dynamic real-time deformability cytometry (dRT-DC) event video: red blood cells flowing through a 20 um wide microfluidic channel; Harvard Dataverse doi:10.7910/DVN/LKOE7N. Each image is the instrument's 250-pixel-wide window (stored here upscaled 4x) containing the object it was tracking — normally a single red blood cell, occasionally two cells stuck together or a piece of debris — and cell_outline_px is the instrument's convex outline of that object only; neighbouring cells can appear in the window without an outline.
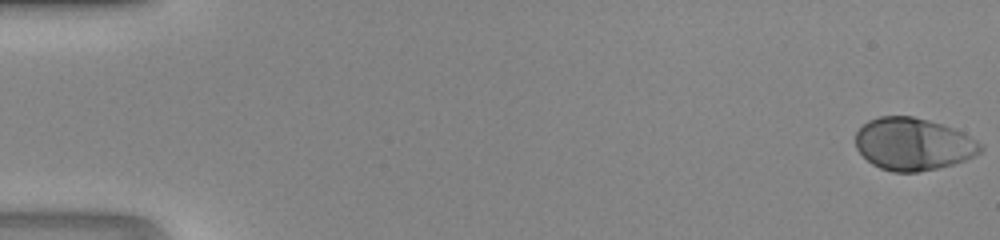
{"species": "human", "species_latin": "Homo sapiens", "temperature_condition": "room temperature", "stored_images_in_passage": 48, "camera_frame_rate_fps": 3000, "um_per_image_px": 0.085, "donor": {"sex": "male"}, "frame": {"image": 1, "passage_image": 1, "time_ms": 0.0, "image_size_px": [1000, 240], "cell_outline_px": [[984, 148], [980, 152], [964, 160], [952, 164], [936, 168], [916, 172], [892, 172], [880, 168], [872, 164], [856, 148], [856, 132], [868, 120], [880, 116], [912, 116], [928, 120], [964, 132], [976, 140]], "centroid_in_image_um": [77.6, 12.24], "position_along_channel_um": 7.4, "area_um2": 37.86}}
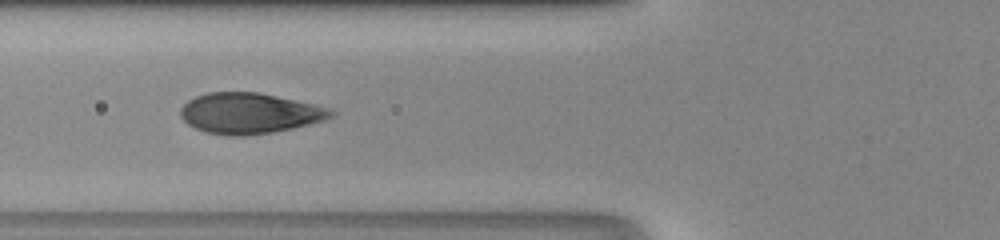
{"frame": {"image": 2, "passage_image": 20, "time_ms": 6.333, "image_size_px": [1000, 240], "cell_outline_px": [[336, 116], [328, 120], [292, 128], [272, 132], [244, 136], [228, 136], [204, 132], [188, 124], [180, 116], [180, 108], [188, 100], [196, 96], [208, 92], [256, 92], [276, 96], [332, 108], [336, 112]], "centroid_in_image_um": [21.24, 9.63], "position_along_channel_um": 104.6, "area_um2": 35.89}}
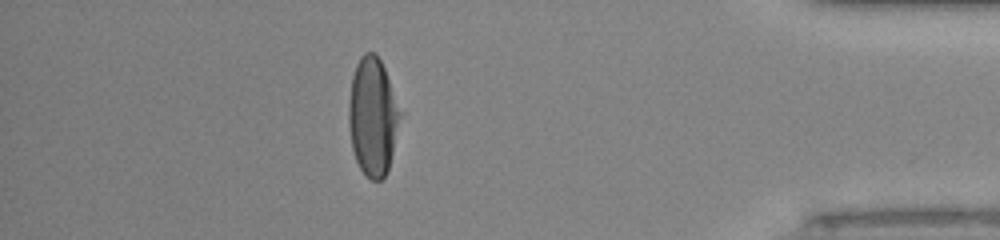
{"frame": {"image": 3, "passage_image": 43, "time_ms": 14.0, "image_size_px": [1000, 240], "cell_outline_px": [[400, 116], [392, 152], [388, 168], [384, 176], [380, 180], [372, 180], [360, 168], [356, 160], [352, 148], [348, 124], [348, 104], [352, 76], [356, 64], [360, 56], [364, 52], [372, 52], [380, 60], [384, 68], [400, 112]], "centroid_in_image_um": [31.64, 9.9], "position_along_channel_um": 403.6, "area_um2": 34.68}}